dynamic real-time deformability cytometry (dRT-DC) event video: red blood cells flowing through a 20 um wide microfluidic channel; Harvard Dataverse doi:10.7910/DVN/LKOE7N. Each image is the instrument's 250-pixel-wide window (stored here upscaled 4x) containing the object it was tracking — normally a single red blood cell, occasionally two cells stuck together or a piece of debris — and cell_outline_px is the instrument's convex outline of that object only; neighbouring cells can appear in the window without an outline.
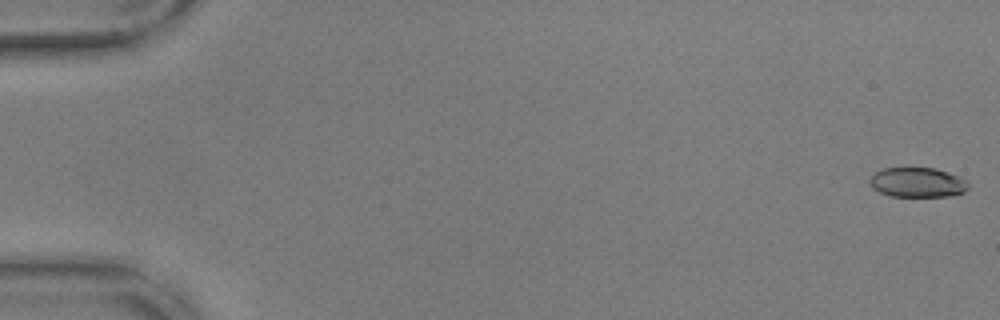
{"species": "common noctule bat (a hibernating species)", "species_latin": "Nyctalus noctula", "temperature_condition": "warm", "stored_images_in_passage": 9, "camera_frame_rate_fps": 3000, "um_per_image_px": 0.085, "animal": {"sex": "male", "body_mass_g": 17.9, "forearm_length_mm": 54.2}, "frame": {"image": 1, "passage_image": 1, "time_ms": 0.0, "image_size_px": [1000, 320], "cell_outline_px": [[968, 188], [964, 192], [952, 196], [892, 196], [880, 192], [872, 188], [868, 184], [868, 180], [876, 172], [884, 168], [936, 168], [948, 172], [968, 180]], "centroid_in_image_um": [77.99, 15.5], "position_along_channel_um": 7.0, "area_um2": 17.17}}